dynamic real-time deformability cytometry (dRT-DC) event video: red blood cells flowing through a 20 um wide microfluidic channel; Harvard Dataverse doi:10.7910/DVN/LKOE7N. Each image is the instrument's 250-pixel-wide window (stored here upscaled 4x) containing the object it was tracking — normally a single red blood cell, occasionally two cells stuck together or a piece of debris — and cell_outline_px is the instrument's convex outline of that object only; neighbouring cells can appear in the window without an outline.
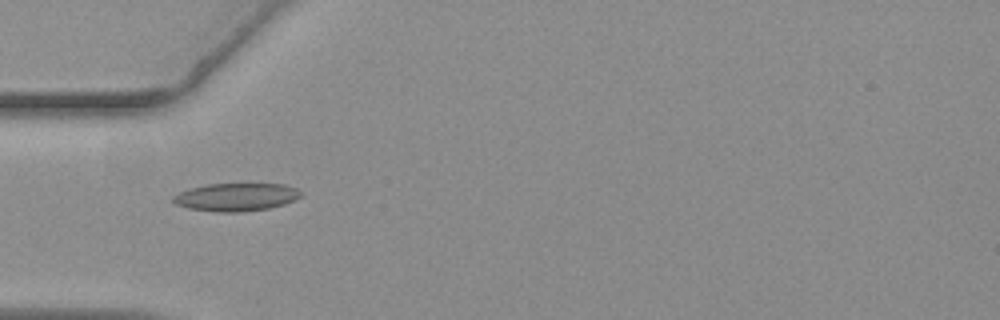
{"species": "common noctule bat (a hibernating species)", "species_latin": "Nyctalus noctula", "temperature_condition": "warm", "stored_images_in_passage": 57, "camera_frame_rate_fps": 3000, "um_per_image_px": 0.085, "animal": {"sex": "female", "body_mass_g": 19.3, "forearm_length_mm": 54.1}, "frame": {"image": 1, "passage_image": 18, "time_ms": 5.667, "image_size_px": [1000, 320], "cell_outline_px": [[304, 192], [296, 200], [284, 204], [268, 208], [240, 212], [216, 212], [188, 208], [176, 204], [172, 200], [172, 196], [180, 192], [192, 188], [208, 184], [284, 184], [296, 188]], "centroid_in_image_um": [20.1, 16.75], "position_along_channel_um": 64.9, "area_um2": 20.75}}
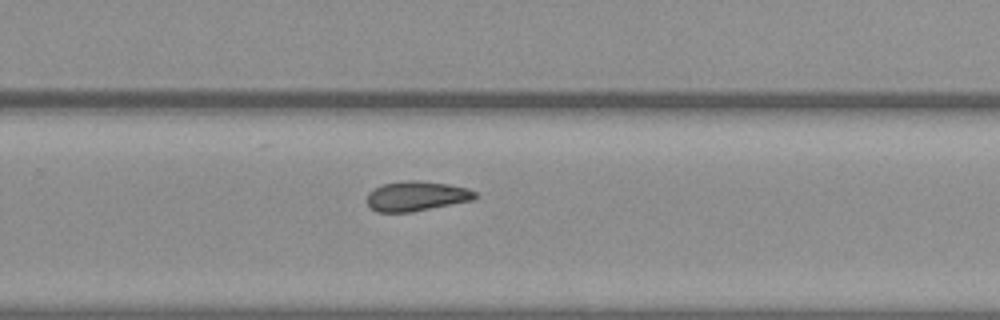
{"frame": {"image": 2, "passage_image": 37, "time_ms": 12.0, "image_size_px": [1000, 320], "cell_outline_px": [[476, 200], [412, 212], [376, 212], [368, 204], [368, 192], [372, 188], [384, 184], [408, 180], [420, 180], [448, 184], [468, 188], [476, 192]], "centroid_in_image_um": [35.43, 16.67], "position_along_channel_um": 294.4, "area_um2": 18.96}}
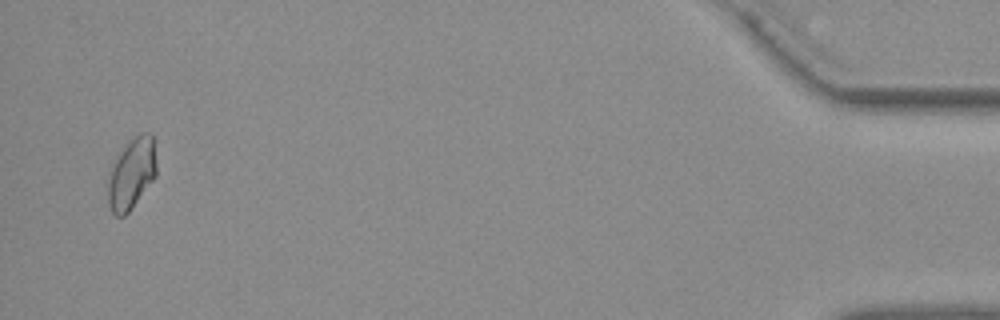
{"frame": {"image": 3, "passage_image": 55, "time_ms": 18.0, "image_size_px": [1000, 320], "cell_outline_px": [[156, 176], [128, 212], [124, 216], [116, 216], [112, 212], [108, 204], [108, 180], [112, 164], [116, 156], [124, 144], [140, 132], [152, 132], [156, 164]], "centroid_in_image_um": [11.18, 14.71], "position_along_channel_um": 424.0, "area_um2": 20.17}, "authors_computed_cell_mechanics": {"area_um2": 19.5942, "velocity_mm_per_s": 3.6366, "shape_relaxation_time_tau1_ms": null, "shape_relaxation_time_tau2_ms": 5.5617, "deformation_change_tau1": null, "deformation_change_tau2": 0.1012}}